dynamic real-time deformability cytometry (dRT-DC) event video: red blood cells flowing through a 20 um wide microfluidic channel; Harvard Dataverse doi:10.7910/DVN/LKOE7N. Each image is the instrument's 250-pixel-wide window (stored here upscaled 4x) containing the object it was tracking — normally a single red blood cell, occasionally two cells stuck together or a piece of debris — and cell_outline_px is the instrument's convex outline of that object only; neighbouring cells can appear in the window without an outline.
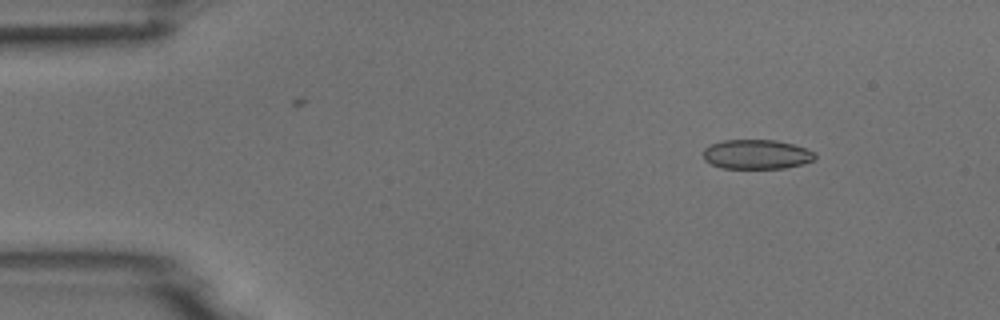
{"species": "common noctule bat (a hibernating species)", "species_latin": "Nyctalus noctula", "temperature_condition": "room temperature", "stored_images_in_passage": 52, "camera_frame_rate_fps": 3000, "um_per_image_px": 0.085, "animal": {"sex": "male", "body_mass_g": 18.8}, "frame": {"image": 1, "passage_image": 6, "time_ms": 1.667, "image_size_px": [1000, 320], "cell_outline_px": [[816, 160], [804, 164], [784, 168], [720, 168], [704, 160], [704, 148], [712, 144], [724, 140], [776, 140], [792, 144], [816, 152]], "centroid_in_image_um": [64.34, 13.12], "position_along_channel_um": 20.7, "area_um2": 19.25}}
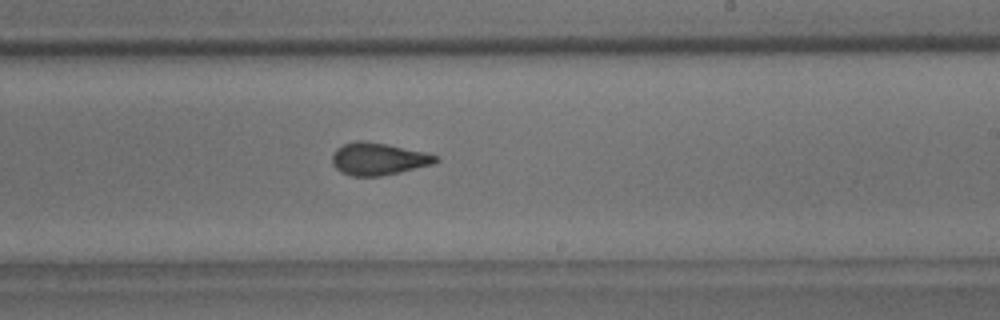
{"frame": {"image": 2, "passage_image": 31, "time_ms": 10.0, "image_size_px": [1000, 320], "cell_outline_px": [[440, 160], [432, 164], [400, 172], [380, 176], [352, 176], [340, 172], [332, 164], [332, 156], [336, 148], [344, 144], [356, 140], [364, 140], [388, 144], [424, 152], [440, 156]], "centroid_in_image_um": [32.15, 13.5], "position_along_channel_um": 256.9, "area_um2": 19.59}}
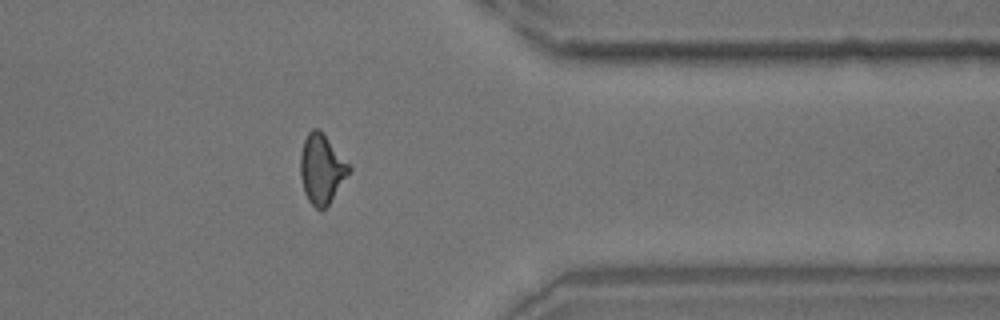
{"frame": {"image": 3, "passage_image": 42, "time_ms": 13.667, "image_size_px": [1000, 320], "cell_outline_px": [[352, 168], [328, 204], [320, 212], [308, 200], [304, 192], [300, 176], [300, 152], [304, 140], [308, 132], [312, 128], [320, 128]], "centroid_in_image_um": [27.31, 14.33], "position_along_channel_um": 384.1, "area_um2": 19.59}}